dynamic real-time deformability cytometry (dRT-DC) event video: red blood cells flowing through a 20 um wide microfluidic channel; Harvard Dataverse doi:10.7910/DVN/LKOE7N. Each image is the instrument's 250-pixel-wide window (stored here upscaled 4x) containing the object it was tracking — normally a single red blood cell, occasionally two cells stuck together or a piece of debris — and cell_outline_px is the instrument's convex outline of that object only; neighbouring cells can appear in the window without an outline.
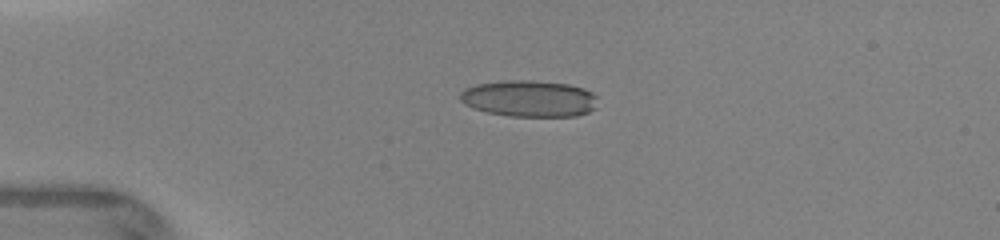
{"species": "human", "species_latin": "Homo sapiens", "temperature_condition": "warm", "stored_images_in_passage": 49, "camera_frame_rate_fps": 3000, "um_per_image_px": 0.085, "donor": {"sex": "female"}, "frame": {"image": 1, "passage_image": 8, "time_ms": 3.667, "image_size_px": [1000, 240], "cell_outline_px": [[596, 108], [588, 112], [576, 116], [508, 116], [488, 112], [472, 108], [464, 104], [460, 100], [460, 92], [464, 88], [476, 84], [504, 80], [532, 80], [568, 84], [584, 88], [592, 92], [596, 96]], "centroid_in_image_um": [44.97, 8.37], "position_along_channel_um": 40.0, "area_um2": 29.48}}
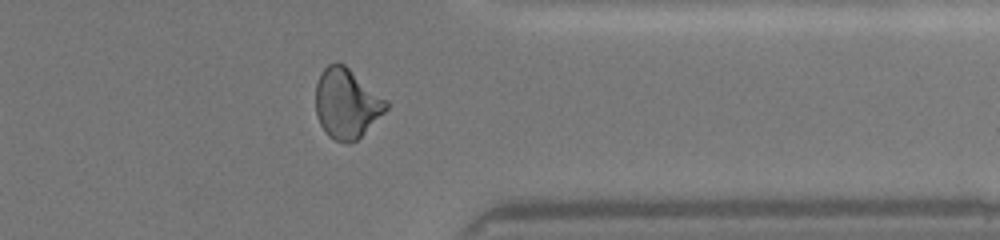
{"frame": {"image": 2, "passage_image": 36, "time_ms": 12.333, "image_size_px": [1000, 240], "cell_outline_px": [[388, 108], [356, 140], [348, 144], [336, 140], [328, 136], [320, 124], [316, 116], [316, 84], [320, 72], [328, 64], [336, 60], [344, 64], [388, 100]], "centroid_in_image_um": [29.44, 8.76], "position_along_channel_um": 382.0, "area_um2": 28.73}}
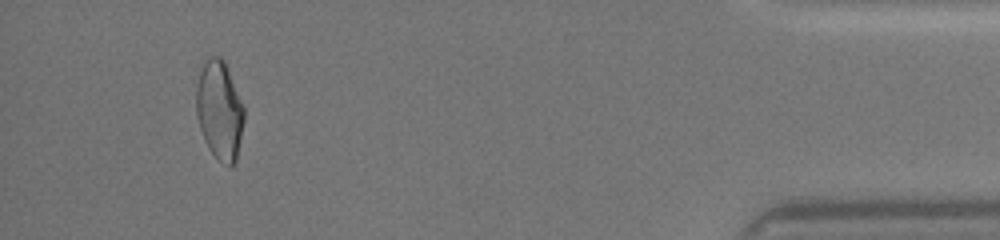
{"frame": {"image": 3, "passage_image": 45, "time_ms": 14.333, "image_size_px": [1000, 240], "cell_outline_px": [[244, 120], [236, 160], [232, 168], [228, 168], [208, 148], [204, 140], [196, 116], [196, 88], [200, 72], [208, 56], [220, 56], [224, 60], [244, 104]], "centroid_in_image_um": [18.67, 9.38], "position_along_channel_um": 416.5, "area_um2": 27.69}}